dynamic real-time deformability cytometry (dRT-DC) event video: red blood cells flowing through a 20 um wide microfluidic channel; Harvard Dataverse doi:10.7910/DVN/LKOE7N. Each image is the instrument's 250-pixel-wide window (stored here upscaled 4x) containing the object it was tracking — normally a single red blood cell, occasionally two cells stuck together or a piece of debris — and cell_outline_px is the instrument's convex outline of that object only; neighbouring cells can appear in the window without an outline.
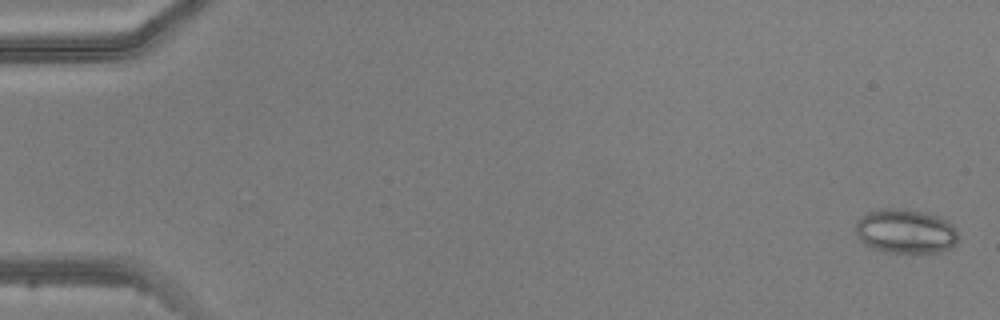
{"species": "common noctule bat (a hibernating species)", "species_latin": "Nyctalus noctula", "temperature_condition": "warm", "stored_images_in_passage": 5, "camera_frame_rate_fps": 3000, "um_per_image_px": 0.085, "animal": {"sex": "male", "body_mass_g": 20.5, "forearm_length_mm": 52.5}, "frame": {"image": 1, "passage_image": 1, "time_ms": 0.0, "image_size_px": [1000, 320], "cell_outline_px": [[960, 236], [956, 244], [952, 248], [940, 252], [888, 252], [872, 248], [864, 244], [856, 236], [856, 220], [860, 216], [868, 212], [884, 208], [896, 208], [920, 212], [940, 216], [948, 220], [956, 228]], "centroid_in_image_um": [77.0, 19.66], "position_along_channel_um": 8.0, "area_um2": 26.82}}